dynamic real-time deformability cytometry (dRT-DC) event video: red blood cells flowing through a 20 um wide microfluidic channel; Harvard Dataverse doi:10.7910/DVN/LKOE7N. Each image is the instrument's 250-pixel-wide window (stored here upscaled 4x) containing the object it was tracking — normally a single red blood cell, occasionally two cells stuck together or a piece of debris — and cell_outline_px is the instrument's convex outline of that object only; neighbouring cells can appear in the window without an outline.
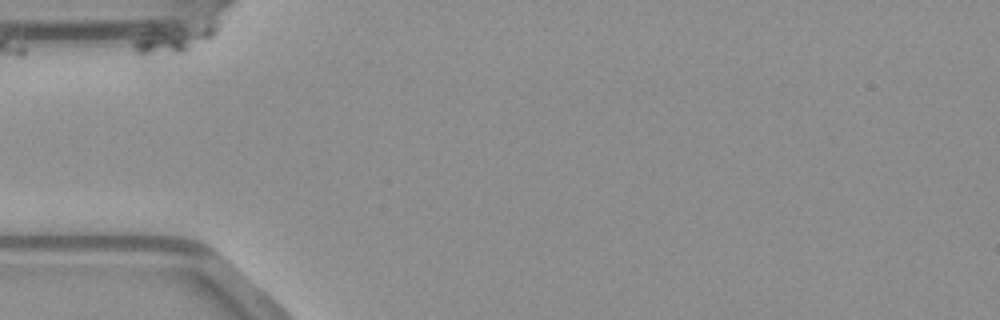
{"species": "common noctule bat (a hibernating species)", "species_latin": "Nyctalus noctula", "temperature_condition": "warm", "stored_images_in_passage": 9, "camera_frame_rate_fps": 3000, "um_per_image_px": 0.085, "animal": {"sex": "male", "body_mass_g": 23.1, "forearm_length_mm": 52.7}, "frame": {"image": 1, "passage_image": 1, "time_ms": 0.0, "image_size_px": [1000, 320], "cell_outline_px": [[216, 32], [212, 36], [184, 52], [136, 52], [132, 44], [132, 40], [152, 32], [212, 20], [216, 24]], "centroid_in_image_um": [14.9, 3.25], "position_along_channel_um": 70.1, "area_um2": 12.2}}
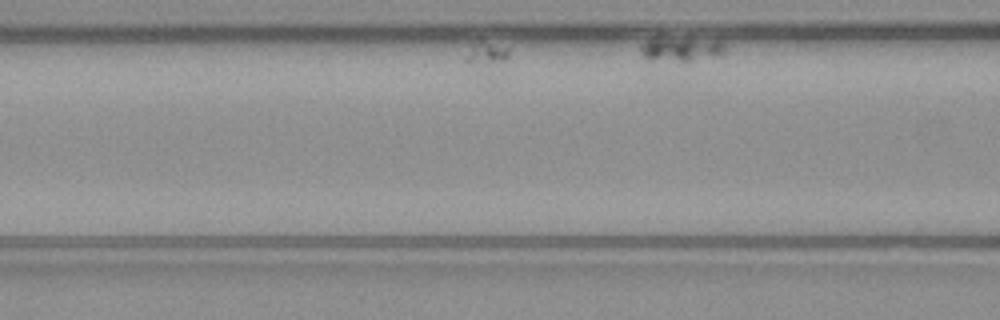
{"frame": {"image": 2, "passage_image": 9, "time_ms": 2.667, "image_size_px": [1000, 320], "cell_outline_px": [[724, 52], [716, 56], [692, 60], [648, 60], [640, 52], [640, 44], [648, 40], [716, 40], [724, 44]], "centroid_in_image_um": [57.87, 4.21], "position_along_channel_um": 108.7, "area_um2": 10.98}}